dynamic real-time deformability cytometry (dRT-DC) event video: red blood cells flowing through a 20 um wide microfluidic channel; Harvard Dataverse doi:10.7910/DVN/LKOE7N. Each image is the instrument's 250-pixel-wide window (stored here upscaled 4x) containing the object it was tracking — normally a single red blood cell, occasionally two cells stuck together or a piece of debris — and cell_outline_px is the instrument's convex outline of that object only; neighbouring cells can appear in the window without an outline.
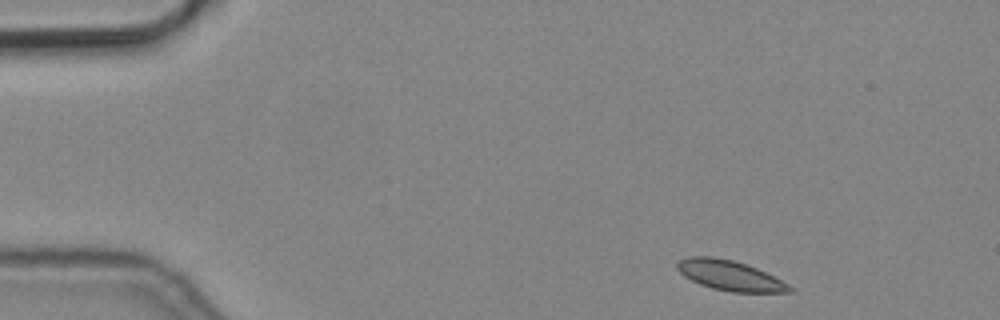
{"species": "common noctule bat (a hibernating species)", "species_latin": "Nyctalus noctula", "temperature_condition": "cold", "stored_images_in_passage": 4, "camera_frame_rate_fps": 3000, "um_per_image_px": 0.085, "animal": {"sex": "male", "body_mass_g": 19.2, "forearm_length_mm": 51.8}, "frame": {"image": 1, "passage_image": 1, "time_ms": 0.0, "image_size_px": [1000, 320], "cell_outline_px": [[796, 288], [792, 292], [732, 292], [712, 288], [700, 284], [684, 276], [676, 268], [676, 264], [680, 260], [688, 256], [712, 256], [732, 260], [756, 268]], "centroid_in_image_um": [62.02, 23.42], "position_along_channel_um": 23.0, "area_um2": 19.48}}
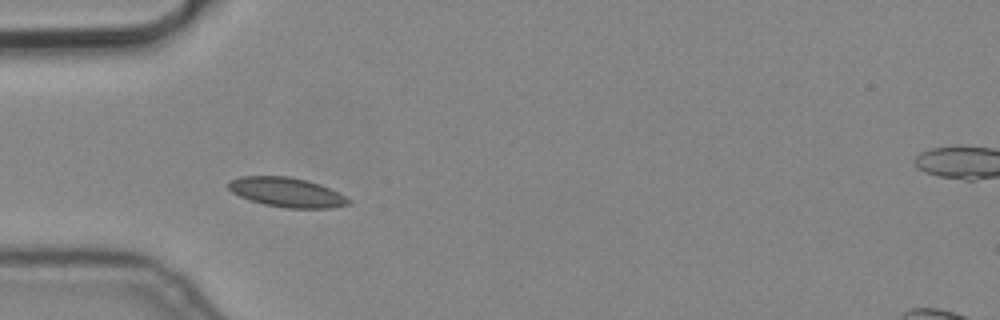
{"frame": {"image": 2, "passage_image": 3, "time_ms": 0.667, "image_size_px": [1000, 320], "cell_outline_px": [[352, 204], [332, 208], [288, 208], [264, 204], [240, 196], [232, 192], [228, 188], [228, 180], [240, 176], [288, 176], [308, 180], [320, 184], [352, 200]], "centroid_in_image_um": [24.38, 16.34], "position_along_channel_um": 60.6, "area_um2": 20.63}}
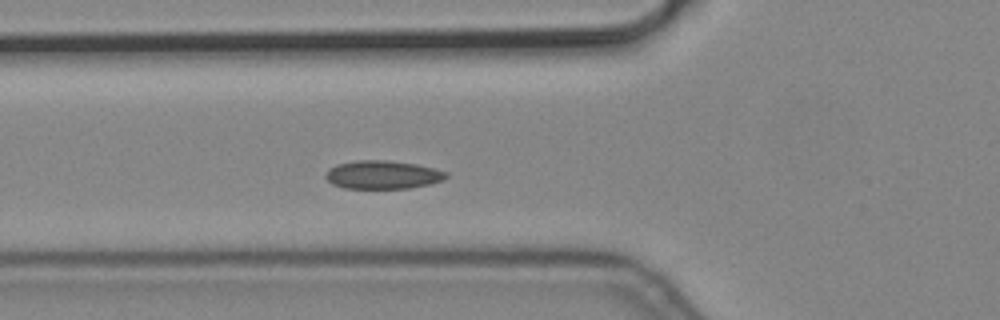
{"frame": {"image": 3, "passage_image": 4, "time_ms": 1.0, "image_size_px": [1000, 320], "cell_outline_px": [[448, 176], [444, 180], [428, 184], [408, 188], [344, 188], [332, 184], [324, 176], [328, 168], [336, 164], [360, 160], [388, 160], [416, 164], [448, 172]], "centroid_in_image_um": [32.51, 14.85], "position_along_channel_um": 93.3, "area_um2": 19.88}}